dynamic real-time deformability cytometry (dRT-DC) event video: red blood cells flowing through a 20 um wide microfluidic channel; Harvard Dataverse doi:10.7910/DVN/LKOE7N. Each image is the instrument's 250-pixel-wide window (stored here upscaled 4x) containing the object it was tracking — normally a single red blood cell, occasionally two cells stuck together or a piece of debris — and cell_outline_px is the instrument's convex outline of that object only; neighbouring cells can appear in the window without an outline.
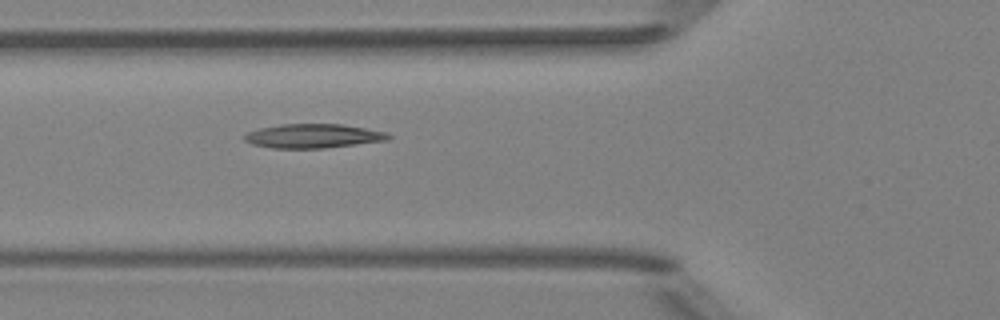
{"species": "Egyptian fruit bat (a non-hibernating species)", "species_latin": "Rousettus aegyptiacus", "temperature_condition": "room temperature", "stored_images_in_passage": 6, "camera_frame_rate_fps": 3000, "um_per_image_px": 0.085, "animal": {"sex": "female"}, "frame": {"image": 1, "passage_image": 6, "time_ms": 5.667, "image_size_px": [1000, 320], "cell_outline_px": [[392, 136], [388, 140], [324, 148], [272, 148], [252, 144], [244, 140], [244, 136], [248, 132], [260, 128], [284, 124], [340, 124], [388, 132]], "centroid_in_image_um": [26.63, 11.56], "position_along_channel_um": 99.2, "area_um2": 20.06}}